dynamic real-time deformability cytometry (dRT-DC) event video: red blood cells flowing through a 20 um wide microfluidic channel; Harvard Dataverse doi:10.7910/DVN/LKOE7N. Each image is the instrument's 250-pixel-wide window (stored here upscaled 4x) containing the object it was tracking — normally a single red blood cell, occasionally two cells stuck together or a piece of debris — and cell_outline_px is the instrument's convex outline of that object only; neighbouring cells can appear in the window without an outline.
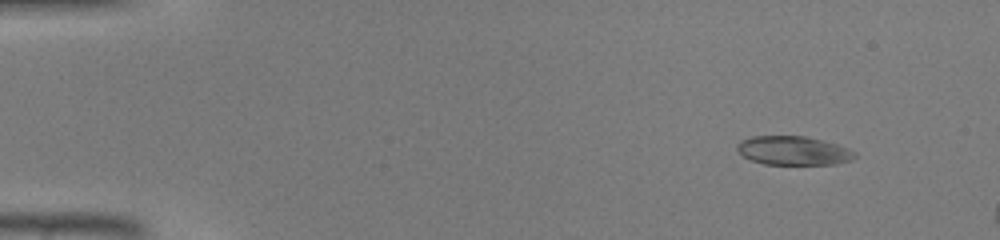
{"species": "common noctule bat (a hibernating species)", "species_latin": "Nyctalus noctula", "temperature_condition": "warm", "stored_images_in_passage": 10, "camera_frame_rate_fps": 3000, "um_per_image_px": 0.085, "animal": {"sex": "male", "body_mass_g": 19.0, "forearm_length_mm": 50.8}, "frame": {"image": 1, "passage_image": 5, "time_ms": 1.333, "image_size_px": [1000, 240], "cell_outline_px": [[856, 156], [852, 160], [836, 164], [764, 164], [752, 160], [744, 156], [736, 148], [736, 144], [740, 140], [752, 136], [804, 136], [836, 144], [848, 148], [856, 152]], "centroid_in_image_um": [67.43, 12.8], "position_along_channel_um": 17.6, "area_um2": 19.71}}